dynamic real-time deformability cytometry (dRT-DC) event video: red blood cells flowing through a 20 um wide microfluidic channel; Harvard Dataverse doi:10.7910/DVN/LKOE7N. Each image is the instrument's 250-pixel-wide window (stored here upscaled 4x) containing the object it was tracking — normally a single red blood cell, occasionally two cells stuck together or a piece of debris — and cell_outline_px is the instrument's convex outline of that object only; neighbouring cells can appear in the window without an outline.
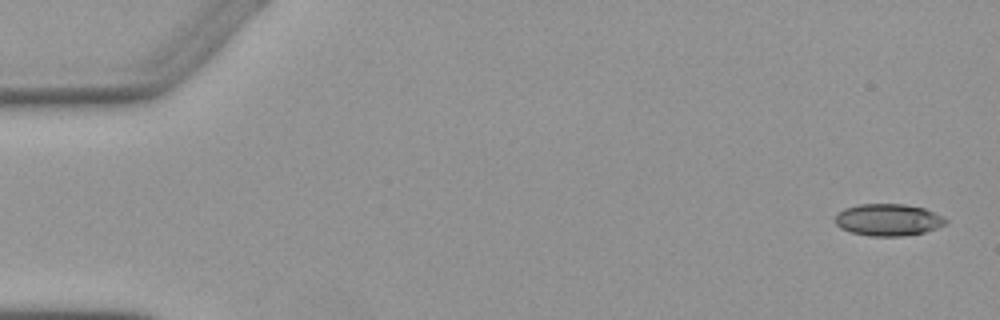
{"species": "Egyptian fruit bat (a non-hibernating species)", "species_latin": "Rousettus aegyptiacus", "temperature_condition": "warm", "stored_images_in_passage": 6, "camera_frame_rate_fps": 3000, "um_per_image_px": 0.085, "animal": {"sex": "female"}, "frame": {"image": 1, "passage_image": 1, "time_ms": 0.0, "image_size_px": [1000, 320], "cell_outline_px": [[948, 224], [924, 232], [904, 236], [868, 236], [852, 232], [840, 228], [836, 224], [836, 216], [844, 208], [860, 204], [904, 204], [924, 208], [944, 216], [948, 220]], "centroid_in_image_um": [75.54, 18.69], "position_along_channel_um": 9.5, "area_um2": 20.63}}